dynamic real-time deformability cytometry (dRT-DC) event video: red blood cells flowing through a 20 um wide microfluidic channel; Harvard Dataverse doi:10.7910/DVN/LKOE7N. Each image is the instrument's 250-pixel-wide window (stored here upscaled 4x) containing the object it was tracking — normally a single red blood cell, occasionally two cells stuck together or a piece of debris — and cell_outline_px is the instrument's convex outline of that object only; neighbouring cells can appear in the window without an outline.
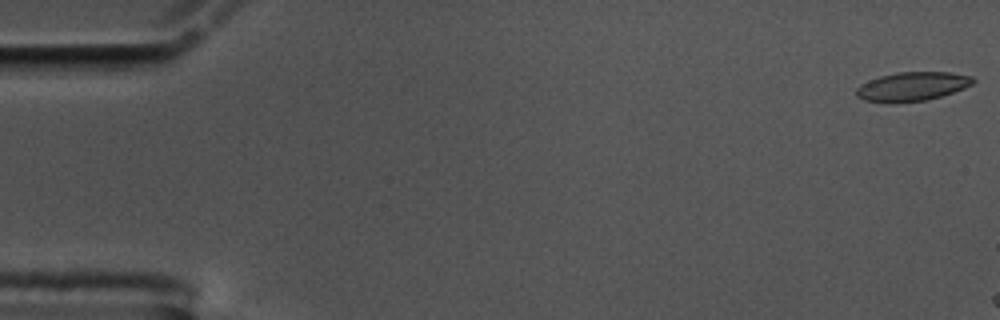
{"species": "common noctule bat (a hibernating species)", "species_latin": "Nyctalus noctula", "temperature_condition": "cold", "stored_images_in_passage": 7, "camera_frame_rate_fps": 3000, "um_per_image_px": 0.085, "animal": {"sex": "male", "body_mass_g": 17.5, "forearm_length_mm": 52.3}, "frame": {"image": 1, "passage_image": 1, "time_ms": 0.0, "image_size_px": [1000, 320], "cell_outline_px": [[976, 80], [972, 84], [964, 88], [940, 96], [924, 100], [888, 104], [864, 100], [856, 96], [856, 88], [860, 84], [880, 76], [896, 72], [952, 72], [972, 76]], "centroid_in_image_um": [77.51, 7.35], "position_along_channel_um": 7.5, "area_um2": 19.83}}